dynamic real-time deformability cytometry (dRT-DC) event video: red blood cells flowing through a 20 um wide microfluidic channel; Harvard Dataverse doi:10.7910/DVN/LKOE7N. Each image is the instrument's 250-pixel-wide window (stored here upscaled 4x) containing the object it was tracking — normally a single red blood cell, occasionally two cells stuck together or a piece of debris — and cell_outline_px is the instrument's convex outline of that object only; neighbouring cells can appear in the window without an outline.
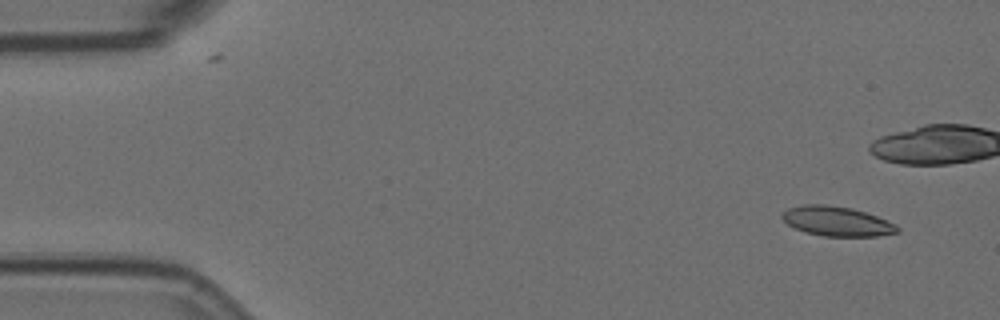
{"species": "Egyptian fruit bat (a non-hibernating species)", "species_latin": "Rousettus aegyptiacus", "temperature_condition": "room temperature", "stored_images_in_passage": 8, "camera_frame_rate_fps": 3000, "um_per_image_px": 0.085, "animal": {"sex": "female"}, "frame": {"image": 1, "passage_image": 1, "time_ms": 0.0, "image_size_px": [1000, 320], "cell_outline_px": [[900, 232], [876, 236], [824, 236], [804, 232], [788, 224], [780, 216], [788, 208], [804, 204], [824, 204], [852, 208], [876, 216], [896, 224], [900, 228]], "centroid_in_image_um": [71.14, 18.81], "position_along_channel_um": 13.9, "area_um2": 19.83}}